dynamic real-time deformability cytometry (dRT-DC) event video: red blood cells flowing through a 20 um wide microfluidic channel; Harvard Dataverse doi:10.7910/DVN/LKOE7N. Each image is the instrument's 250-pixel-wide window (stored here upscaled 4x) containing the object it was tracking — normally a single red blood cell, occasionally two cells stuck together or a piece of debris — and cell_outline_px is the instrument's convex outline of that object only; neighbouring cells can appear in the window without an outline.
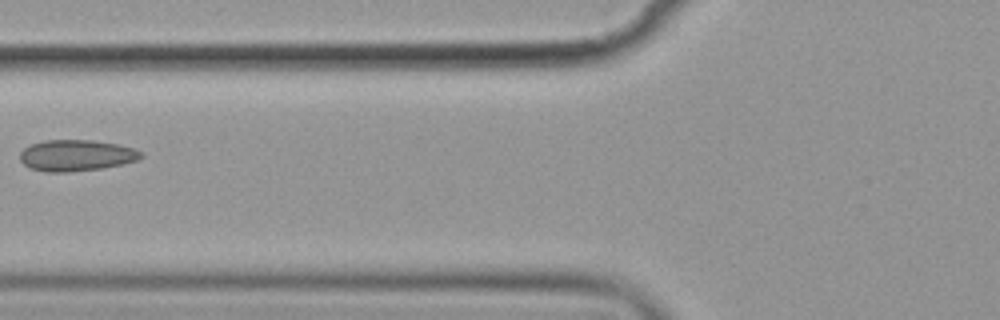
{"species": "common noctule bat (a hibernating species)", "species_latin": "Nyctalus noctula", "temperature_condition": "cold", "stored_images_in_passage": 4, "camera_frame_rate_fps": 3000, "um_per_image_px": 0.085, "animal": {"sex": "female", "body_mass_g": 19.9}, "frame": {"image": 1, "passage_image": 2, "time_ms": 1.333, "image_size_px": [1000, 320], "cell_outline_px": [[144, 156], [136, 160], [104, 168], [64, 172], [48, 172], [28, 168], [20, 160], [20, 152], [24, 148], [32, 144], [44, 140], [92, 140], [120, 144], [136, 148], [144, 152]], "centroid_in_image_um": [6.51, 13.2], "position_along_channel_um": 119.3, "area_um2": 22.2}}
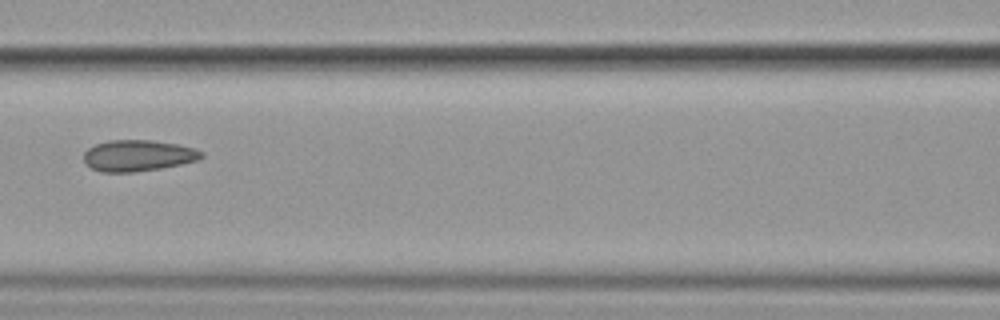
{"frame": {"image": 2, "passage_image": 3, "time_ms": 2.333, "image_size_px": [1000, 320], "cell_outline_px": [[204, 156], [196, 160], [180, 164], [160, 168], [132, 172], [100, 172], [92, 168], [84, 160], [84, 152], [88, 148], [96, 144], [108, 140], [152, 140], [176, 144], [196, 148], [204, 152]], "centroid_in_image_um": [11.73, 13.21], "position_along_channel_um": 154.9, "area_um2": 21.33}}
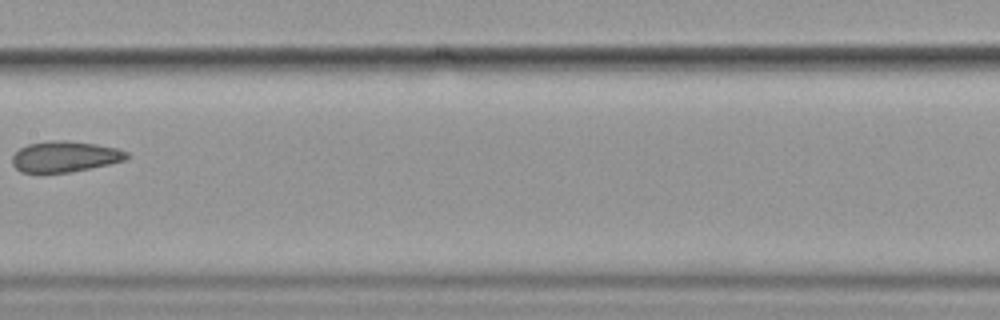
{"frame": {"image": 3, "passage_image": 4, "time_ms": 3.667, "image_size_px": [1000, 320], "cell_outline_px": [[128, 156], [124, 160], [108, 164], [68, 172], [20, 172], [12, 164], [12, 156], [20, 148], [28, 144], [48, 140], [64, 140], [96, 144], [116, 148], [128, 152]], "centroid_in_image_um": [5.48, 13.29], "position_along_channel_um": 201.9, "area_um2": 20.35}}